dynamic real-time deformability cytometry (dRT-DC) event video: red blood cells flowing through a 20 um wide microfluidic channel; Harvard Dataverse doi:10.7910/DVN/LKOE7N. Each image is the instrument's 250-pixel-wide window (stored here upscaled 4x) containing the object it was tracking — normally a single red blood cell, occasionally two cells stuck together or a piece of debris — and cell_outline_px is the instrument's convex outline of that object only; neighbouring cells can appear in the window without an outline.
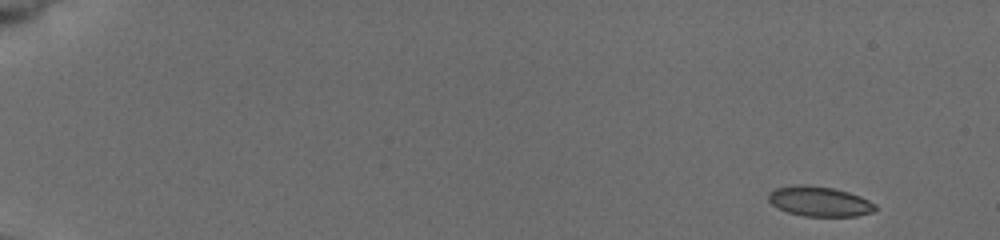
{"species": "common noctule bat (a hibernating species)", "species_latin": "Nyctalus noctula", "temperature_condition": "cold", "stored_images_in_passage": 10, "camera_frame_rate_fps": 3000, "um_per_image_px": 0.085, "animal": {"sex": "female", "body_mass_g": 19.5, "forearm_length_mm": 54.1}, "frame": {"image": 1, "passage_image": 1, "time_ms": 0.0, "image_size_px": [1000, 240], "cell_outline_px": [[880, 208], [876, 212], [856, 216], [804, 216], [788, 212], [772, 204], [768, 200], [768, 192], [776, 188], [792, 184], [808, 184], [832, 188], [848, 192], [860, 196], [876, 204]], "centroid_in_image_um": [69.69, 17.11], "position_along_channel_um": 15.3, "area_um2": 18.9}}
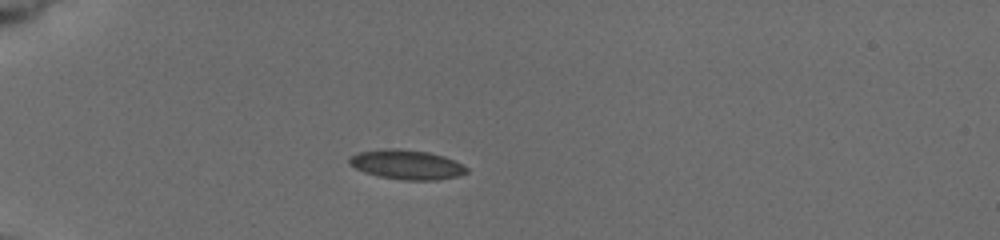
{"frame": {"image": 2, "passage_image": 7, "time_ms": 4.333, "image_size_px": [1000, 240], "cell_outline_px": [[468, 172], [456, 176], [436, 180], [400, 180], [380, 176], [364, 172], [348, 164], [348, 160], [356, 152], [384, 148], [400, 148], [428, 152], [444, 156], [468, 168]], "centroid_in_image_um": [34.52, 13.98], "position_along_channel_um": 50.5, "area_um2": 20.17}}
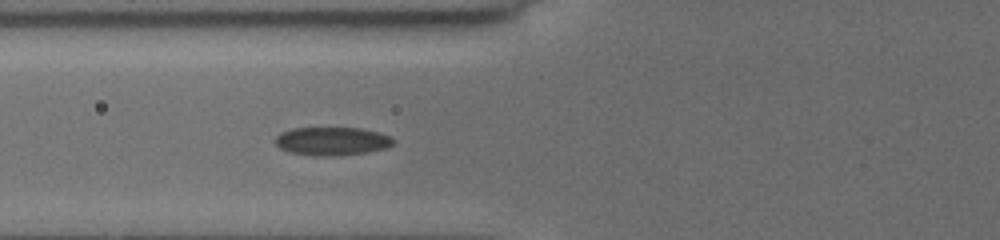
{"frame": {"image": 3, "passage_image": 10, "time_ms": 6.333, "image_size_px": [1000, 240], "cell_outline_px": [[396, 144], [384, 148], [368, 152], [336, 156], [312, 156], [288, 152], [280, 148], [272, 140], [280, 132], [292, 128], [364, 128], [392, 136], [396, 140]], "centroid_in_image_um": [28.22, 12.0], "position_along_channel_um": 97.6, "area_um2": 19.94}}